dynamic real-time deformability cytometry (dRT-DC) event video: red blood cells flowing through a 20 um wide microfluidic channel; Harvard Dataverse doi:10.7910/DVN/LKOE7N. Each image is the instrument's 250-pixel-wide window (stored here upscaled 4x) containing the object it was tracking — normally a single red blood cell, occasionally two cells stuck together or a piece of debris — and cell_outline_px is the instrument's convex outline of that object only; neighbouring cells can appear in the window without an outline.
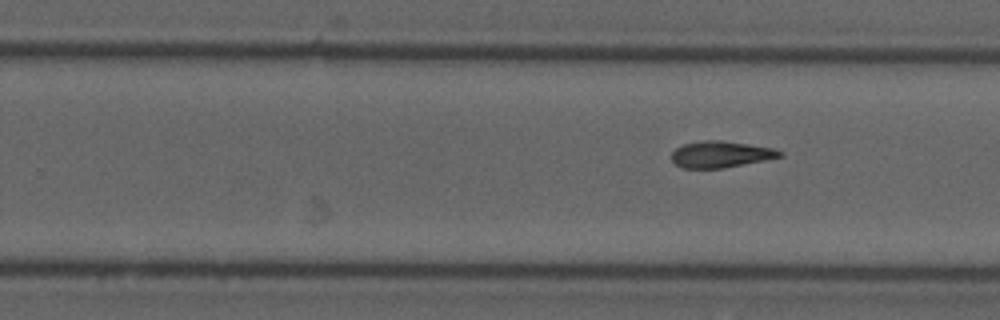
{"species": "common noctule bat (a hibernating species)", "species_latin": "Nyctalus noctula", "temperature_condition": "cold", "stored_images_in_passage": 11, "segment_of_instrument_passage": [2, 2], "camera_frame_rate_fps": 3000, "um_per_image_px": 0.085, "animal": {"sex": "male", "forearm_length_mm": 52.5}, "frame": {"image": 1, "passage_image": 11, "time_ms": 14.0, "image_size_px": [1000, 320], "cell_outline_px": [[784, 156], [764, 160], [720, 168], [680, 168], [672, 160], [672, 152], [676, 148], [684, 144], [704, 140], [720, 140], [748, 144], [772, 148], [784, 152]], "centroid_in_image_um": [61.25, 13.11], "position_along_channel_um": 268.5, "area_um2": 16.47}}